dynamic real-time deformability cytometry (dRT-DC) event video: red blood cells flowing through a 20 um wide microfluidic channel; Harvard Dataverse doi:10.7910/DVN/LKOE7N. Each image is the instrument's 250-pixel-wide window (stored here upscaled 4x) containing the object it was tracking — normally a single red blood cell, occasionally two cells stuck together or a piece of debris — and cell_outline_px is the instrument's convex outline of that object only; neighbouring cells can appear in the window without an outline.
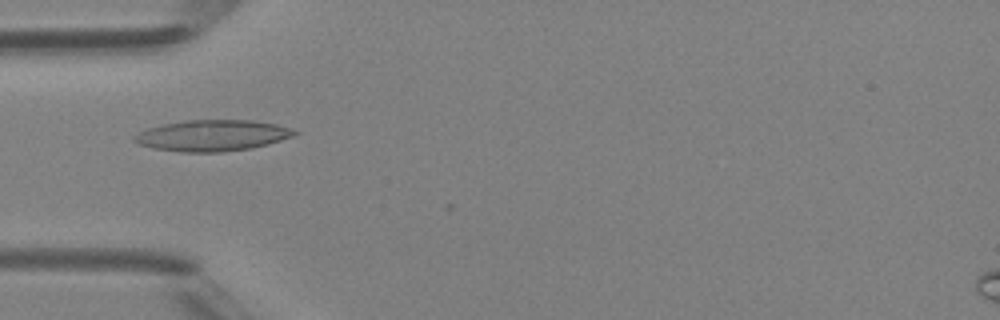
{"species": "Egyptian fruit bat (a non-hibernating species)", "species_latin": "Rousettus aegyptiacus", "temperature_condition": "room temperature", "stored_images_in_passage": 6, "camera_frame_rate_fps": 3000, "um_per_image_px": 0.085, "animal": {"sex": "female"}, "frame": {"image": 1, "passage_image": 5, "time_ms": 4.667, "image_size_px": [1000, 320], "cell_outline_px": [[300, 132], [292, 136], [268, 144], [252, 148], [220, 152], [180, 152], [156, 148], [140, 144], [132, 140], [132, 136], [148, 128], [164, 124], [188, 120], [252, 120], [276, 124]], "centroid_in_image_um": [18.05, 11.52], "position_along_channel_um": 67.0, "area_um2": 28.78}}
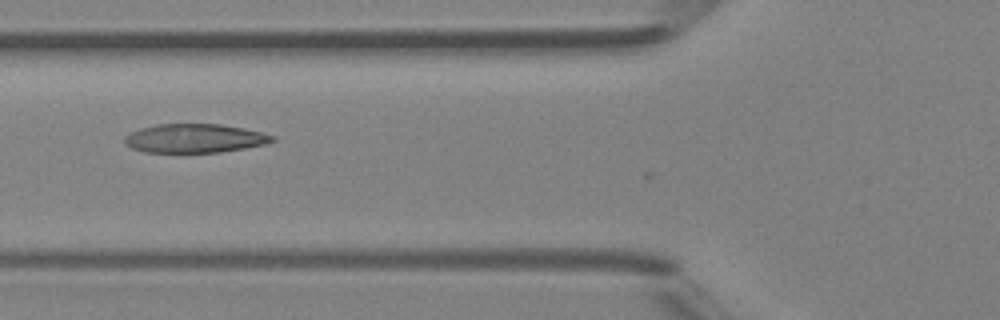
{"frame": {"image": 2, "passage_image": 6, "time_ms": 5.667, "image_size_px": [1000, 320], "cell_outline_px": [[276, 140], [264, 144], [244, 148], [220, 152], [144, 152], [132, 148], [124, 144], [124, 136], [128, 132], [140, 128], [156, 124], [220, 124], [244, 128], [276, 136]], "centroid_in_image_um": [16.51, 11.75], "position_along_channel_um": 109.3, "area_um2": 24.91}}